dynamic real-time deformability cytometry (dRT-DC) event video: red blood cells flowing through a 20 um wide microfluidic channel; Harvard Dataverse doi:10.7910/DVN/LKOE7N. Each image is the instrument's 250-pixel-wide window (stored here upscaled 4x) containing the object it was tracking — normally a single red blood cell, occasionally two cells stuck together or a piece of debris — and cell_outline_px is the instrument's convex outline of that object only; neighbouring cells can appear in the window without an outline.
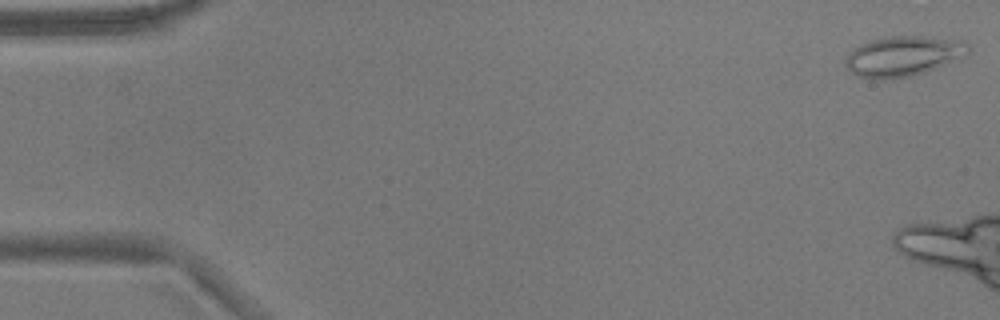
{"species": "common noctule bat (a hibernating species)", "species_latin": "Nyctalus noctula", "temperature_condition": "warm", "stored_images_in_passage": 9, "camera_frame_rate_fps": 3000, "um_per_image_px": 0.085, "animal": {"sex": "male", "body_mass_g": 17.9}, "frame": {"image": 1, "passage_image": 1, "time_ms": 0.0, "image_size_px": [1000, 320], "cell_outline_px": [[972, 48], [968, 52], [944, 64], [924, 72], [912, 76], [880, 80], [872, 80], [860, 76], [852, 72], [844, 64], [844, 60], [848, 52], [860, 44], [868, 40], [892, 36], [928, 36], [964, 40]], "centroid_in_image_um": [76.72, 4.76], "position_along_channel_um": 8.3, "area_um2": 28.78}}